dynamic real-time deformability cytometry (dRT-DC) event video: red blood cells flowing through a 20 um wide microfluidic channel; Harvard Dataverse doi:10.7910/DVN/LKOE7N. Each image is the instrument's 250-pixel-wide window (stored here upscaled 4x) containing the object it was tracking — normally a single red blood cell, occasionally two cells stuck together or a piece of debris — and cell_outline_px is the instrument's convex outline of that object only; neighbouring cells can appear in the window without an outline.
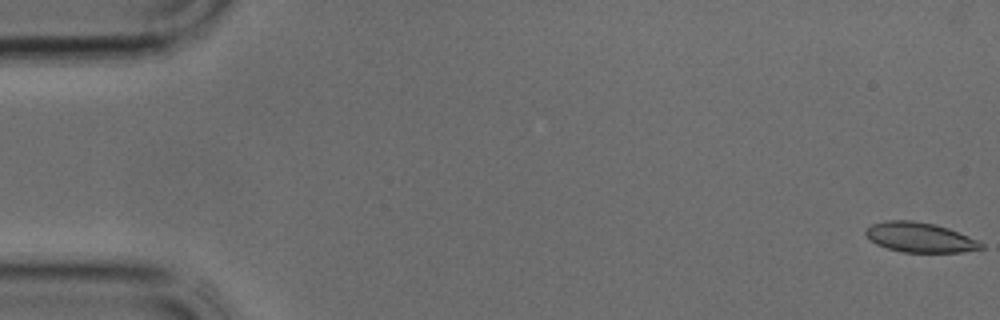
{"species": "common noctule bat (a hibernating species)", "species_latin": "Nyctalus noctula", "temperature_condition": "cold", "stored_images_in_passage": 19, "camera_frame_rate_fps": 3000, "um_per_image_px": 0.085, "animal": {"sex": "male", "body_mass_g": 17.9, "forearm_length_mm": 54.2}, "frame": {"image": 1, "passage_image": 1, "time_ms": 0.0, "image_size_px": [1000, 320], "cell_outline_px": [[984, 248], [960, 252], [900, 252], [876, 244], [864, 232], [872, 224], [884, 220], [912, 220], [936, 224], [948, 228], [980, 240], [984, 244]], "centroid_in_image_um": [78.23, 20.17], "position_along_channel_um": 6.8, "area_um2": 20.11}}
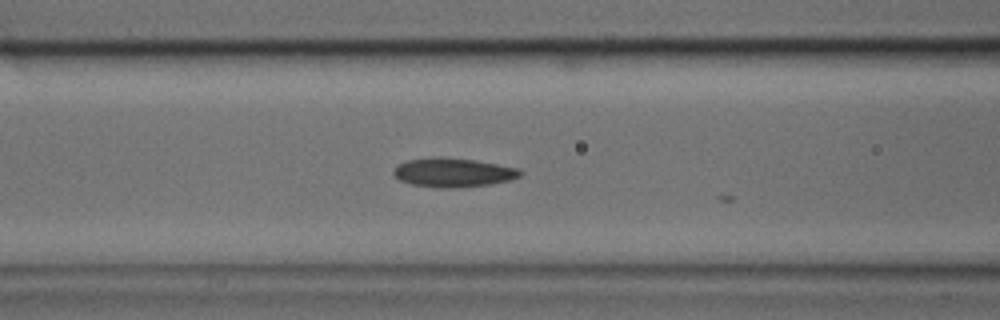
{"frame": {"image": 2, "passage_image": 16, "time_ms": 5.0, "image_size_px": [1000, 320], "cell_outline_px": [[524, 172], [520, 176], [512, 180], [492, 184], [456, 188], [440, 188], [412, 184], [400, 180], [392, 172], [396, 164], [404, 160], [432, 156], [440, 156], [472, 160], [520, 168]], "centroid_in_image_um": [38.51, 14.65], "position_along_channel_um": 128.1, "area_um2": 21.79}}